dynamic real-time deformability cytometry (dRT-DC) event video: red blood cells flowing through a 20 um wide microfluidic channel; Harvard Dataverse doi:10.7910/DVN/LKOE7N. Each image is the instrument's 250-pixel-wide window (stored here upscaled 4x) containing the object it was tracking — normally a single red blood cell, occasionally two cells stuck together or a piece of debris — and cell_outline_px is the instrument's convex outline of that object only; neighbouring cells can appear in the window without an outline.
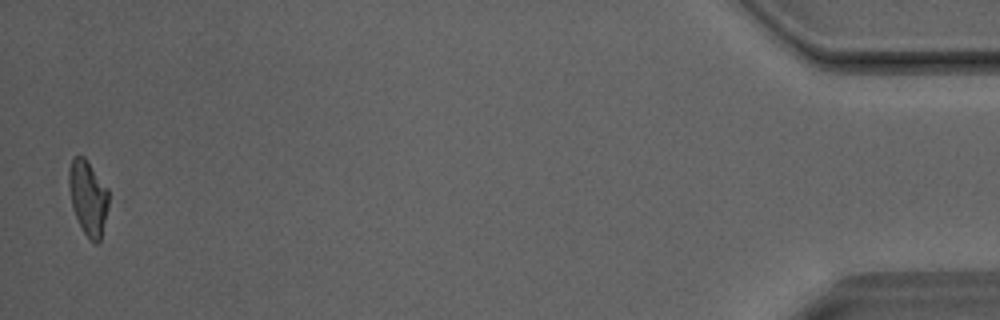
{"species": "Egyptian fruit bat (a non-hibernating species)", "species_latin": "Rousettus aegyptiacus", "temperature_condition": "room temperature", "stored_images_in_passage": 31, "camera_frame_rate_fps": 3000, "um_per_image_px": 0.085, "animal": {"sex": "male"}, "frame": {"image": 1, "passage_image": 31, "time_ms": 10.0, "image_size_px": [1000, 320], "cell_outline_px": [[108, 208], [100, 240], [96, 244], [84, 232], [72, 208], [68, 184], [68, 168], [72, 160], [76, 156], [84, 156], [108, 188]], "centroid_in_image_um": [7.48, 16.76], "position_along_channel_um": 427.7, "area_um2": 17.17}}